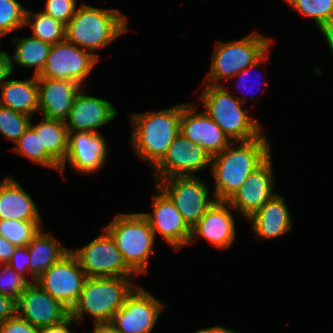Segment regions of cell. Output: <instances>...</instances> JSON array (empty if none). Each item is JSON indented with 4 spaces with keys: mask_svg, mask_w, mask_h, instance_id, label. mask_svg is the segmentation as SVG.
Wrapping results in <instances>:
<instances>
[{
    "mask_svg": "<svg viewBox=\"0 0 333 333\" xmlns=\"http://www.w3.org/2000/svg\"><path fill=\"white\" fill-rule=\"evenodd\" d=\"M235 145V147L233 146ZM271 143L265 131L249 141H235L211 159L213 195L228 201L247 177L271 155Z\"/></svg>",
    "mask_w": 333,
    "mask_h": 333,
    "instance_id": "obj_1",
    "label": "cell"
},
{
    "mask_svg": "<svg viewBox=\"0 0 333 333\" xmlns=\"http://www.w3.org/2000/svg\"><path fill=\"white\" fill-rule=\"evenodd\" d=\"M183 103L170 108L130 116L131 147L139 160L149 162L153 169L166 155L179 134Z\"/></svg>",
    "mask_w": 333,
    "mask_h": 333,
    "instance_id": "obj_2",
    "label": "cell"
},
{
    "mask_svg": "<svg viewBox=\"0 0 333 333\" xmlns=\"http://www.w3.org/2000/svg\"><path fill=\"white\" fill-rule=\"evenodd\" d=\"M127 19L118 9H103L82 4L66 24L65 40L100 59L99 53L95 51L111 44L127 32Z\"/></svg>",
    "mask_w": 333,
    "mask_h": 333,
    "instance_id": "obj_3",
    "label": "cell"
},
{
    "mask_svg": "<svg viewBox=\"0 0 333 333\" xmlns=\"http://www.w3.org/2000/svg\"><path fill=\"white\" fill-rule=\"evenodd\" d=\"M228 86L205 84L198 97L205 107V112L222 129L232 142L249 141L264 132V126L248 115L242 105L248 101L231 94Z\"/></svg>",
    "mask_w": 333,
    "mask_h": 333,
    "instance_id": "obj_4",
    "label": "cell"
},
{
    "mask_svg": "<svg viewBox=\"0 0 333 333\" xmlns=\"http://www.w3.org/2000/svg\"><path fill=\"white\" fill-rule=\"evenodd\" d=\"M134 277H87L70 316L81 322L84 313L93 323L111 322L114 314L124 305L126 298L137 286Z\"/></svg>",
    "mask_w": 333,
    "mask_h": 333,
    "instance_id": "obj_5",
    "label": "cell"
},
{
    "mask_svg": "<svg viewBox=\"0 0 333 333\" xmlns=\"http://www.w3.org/2000/svg\"><path fill=\"white\" fill-rule=\"evenodd\" d=\"M113 239L126 265L136 274L148 272L150 255H154L155 236L141 212L117 214L103 228Z\"/></svg>",
    "mask_w": 333,
    "mask_h": 333,
    "instance_id": "obj_6",
    "label": "cell"
},
{
    "mask_svg": "<svg viewBox=\"0 0 333 333\" xmlns=\"http://www.w3.org/2000/svg\"><path fill=\"white\" fill-rule=\"evenodd\" d=\"M272 39L255 31L240 40L217 42L206 83L225 86L221 81L231 82L232 77L255 64L270 49Z\"/></svg>",
    "mask_w": 333,
    "mask_h": 333,
    "instance_id": "obj_7",
    "label": "cell"
},
{
    "mask_svg": "<svg viewBox=\"0 0 333 333\" xmlns=\"http://www.w3.org/2000/svg\"><path fill=\"white\" fill-rule=\"evenodd\" d=\"M173 201L186 224L192 228L216 201L204 179L197 176L170 177L154 180Z\"/></svg>",
    "mask_w": 333,
    "mask_h": 333,
    "instance_id": "obj_8",
    "label": "cell"
},
{
    "mask_svg": "<svg viewBox=\"0 0 333 333\" xmlns=\"http://www.w3.org/2000/svg\"><path fill=\"white\" fill-rule=\"evenodd\" d=\"M87 277L137 276L125 263L111 236L103 229L101 235L82 248L70 249Z\"/></svg>",
    "mask_w": 333,
    "mask_h": 333,
    "instance_id": "obj_9",
    "label": "cell"
},
{
    "mask_svg": "<svg viewBox=\"0 0 333 333\" xmlns=\"http://www.w3.org/2000/svg\"><path fill=\"white\" fill-rule=\"evenodd\" d=\"M164 307L162 301L137 285L110 323L120 333H151Z\"/></svg>",
    "mask_w": 333,
    "mask_h": 333,
    "instance_id": "obj_10",
    "label": "cell"
},
{
    "mask_svg": "<svg viewBox=\"0 0 333 333\" xmlns=\"http://www.w3.org/2000/svg\"><path fill=\"white\" fill-rule=\"evenodd\" d=\"M99 59L89 51L64 40L51 45L46 64L37 77L74 81L83 88Z\"/></svg>",
    "mask_w": 333,
    "mask_h": 333,
    "instance_id": "obj_11",
    "label": "cell"
},
{
    "mask_svg": "<svg viewBox=\"0 0 333 333\" xmlns=\"http://www.w3.org/2000/svg\"><path fill=\"white\" fill-rule=\"evenodd\" d=\"M87 276L77 258L69 251L35 281L69 310L77 302Z\"/></svg>",
    "mask_w": 333,
    "mask_h": 333,
    "instance_id": "obj_12",
    "label": "cell"
},
{
    "mask_svg": "<svg viewBox=\"0 0 333 333\" xmlns=\"http://www.w3.org/2000/svg\"><path fill=\"white\" fill-rule=\"evenodd\" d=\"M211 159L212 156L205 149L179 133L166 155L153 168L154 180L195 176L202 169L211 168Z\"/></svg>",
    "mask_w": 333,
    "mask_h": 333,
    "instance_id": "obj_13",
    "label": "cell"
},
{
    "mask_svg": "<svg viewBox=\"0 0 333 333\" xmlns=\"http://www.w3.org/2000/svg\"><path fill=\"white\" fill-rule=\"evenodd\" d=\"M155 186L156 193L152 195V212H141V214L148 220L155 238L159 234L177 252L188 246L191 228L169 196L157 184Z\"/></svg>",
    "mask_w": 333,
    "mask_h": 333,
    "instance_id": "obj_14",
    "label": "cell"
},
{
    "mask_svg": "<svg viewBox=\"0 0 333 333\" xmlns=\"http://www.w3.org/2000/svg\"><path fill=\"white\" fill-rule=\"evenodd\" d=\"M198 105L183 103L179 133L191 142L200 145L212 157L222 152L232 141L205 112H197Z\"/></svg>",
    "mask_w": 333,
    "mask_h": 333,
    "instance_id": "obj_15",
    "label": "cell"
},
{
    "mask_svg": "<svg viewBox=\"0 0 333 333\" xmlns=\"http://www.w3.org/2000/svg\"><path fill=\"white\" fill-rule=\"evenodd\" d=\"M271 155L243 182L240 188L227 201L246 220L259 210L277 192H273L274 182Z\"/></svg>",
    "mask_w": 333,
    "mask_h": 333,
    "instance_id": "obj_16",
    "label": "cell"
},
{
    "mask_svg": "<svg viewBox=\"0 0 333 333\" xmlns=\"http://www.w3.org/2000/svg\"><path fill=\"white\" fill-rule=\"evenodd\" d=\"M108 145L100 133L75 131L68 132V151L64 163L60 166L63 175L66 162L72 170L91 174L101 170L108 155Z\"/></svg>",
    "mask_w": 333,
    "mask_h": 333,
    "instance_id": "obj_17",
    "label": "cell"
},
{
    "mask_svg": "<svg viewBox=\"0 0 333 333\" xmlns=\"http://www.w3.org/2000/svg\"><path fill=\"white\" fill-rule=\"evenodd\" d=\"M18 316L37 328L61 323L70 310L35 282H30L18 298Z\"/></svg>",
    "mask_w": 333,
    "mask_h": 333,
    "instance_id": "obj_18",
    "label": "cell"
},
{
    "mask_svg": "<svg viewBox=\"0 0 333 333\" xmlns=\"http://www.w3.org/2000/svg\"><path fill=\"white\" fill-rule=\"evenodd\" d=\"M235 209L227 201H215L200 220L191 228L189 244L195 237L208 241L217 249L227 250L236 237Z\"/></svg>",
    "mask_w": 333,
    "mask_h": 333,
    "instance_id": "obj_19",
    "label": "cell"
},
{
    "mask_svg": "<svg viewBox=\"0 0 333 333\" xmlns=\"http://www.w3.org/2000/svg\"><path fill=\"white\" fill-rule=\"evenodd\" d=\"M84 88L76 95L69 115L65 120L68 132H98L117 116V110L106 99L90 96Z\"/></svg>",
    "mask_w": 333,
    "mask_h": 333,
    "instance_id": "obj_20",
    "label": "cell"
},
{
    "mask_svg": "<svg viewBox=\"0 0 333 333\" xmlns=\"http://www.w3.org/2000/svg\"><path fill=\"white\" fill-rule=\"evenodd\" d=\"M37 83L42 117L65 121L76 95L83 87L74 81L46 77H37Z\"/></svg>",
    "mask_w": 333,
    "mask_h": 333,
    "instance_id": "obj_21",
    "label": "cell"
},
{
    "mask_svg": "<svg viewBox=\"0 0 333 333\" xmlns=\"http://www.w3.org/2000/svg\"><path fill=\"white\" fill-rule=\"evenodd\" d=\"M281 194H275L247 220L251 222L253 234L260 239L279 238L292 229V217L289 207Z\"/></svg>",
    "mask_w": 333,
    "mask_h": 333,
    "instance_id": "obj_22",
    "label": "cell"
},
{
    "mask_svg": "<svg viewBox=\"0 0 333 333\" xmlns=\"http://www.w3.org/2000/svg\"><path fill=\"white\" fill-rule=\"evenodd\" d=\"M33 197L11 176L0 182V220L43 221Z\"/></svg>",
    "mask_w": 333,
    "mask_h": 333,
    "instance_id": "obj_23",
    "label": "cell"
},
{
    "mask_svg": "<svg viewBox=\"0 0 333 333\" xmlns=\"http://www.w3.org/2000/svg\"><path fill=\"white\" fill-rule=\"evenodd\" d=\"M0 105L33 117L39 112L37 76L24 80L6 79L0 86Z\"/></svg>",
    "mask_w": 333,
    "mask_h": 333,
    "instance_id": "obj_24",
    "label": "cell"
},
{
    "mask_svg": "<svg viewBox=\"0 0 333 333\" xmlns=\"http://www.w3.org/2000/svg\"><path fill=\"white\" fill-rule=\"evenodd\" d=\"M27 247L30 255L29 271L36 279L70 251L52 234H45L43 228L34 236Z\"/></svg>",
    "mask_w": 333,
    "mask_h": 333,
    "instance_id": "obj_25",
    "label": "cell"
},
{
    "mask_svg": "<svg viewBox=\"0 0 333 333\" xmlns=\"http://www.w3.org/2000/svg\"><path fill=\"white\" fill-rule=\"evenodd\" d=\"M39 133L41 148L59 165L64 163L68 151V129L65 121L41 117L37 124L30 122L29 126Z\"/></svg>",
    "mask_w": 333,
    "mask_h": 333,
    "instance_id": "obj_26",
    "label": "cell"
},
{
    "mask_svg": "<svg viewBox=\"0 0 333 333\" xmlns=\"http://www.w3.org/2000/svg\"><path fill=\"white\" fill-rule=\"evenodd\" d=\"M15 44L13 56H10L11 71L14 73L15 64L27 68H34L38 76L47 61L51 45L40 39L29 36L28 38H13Z\"/></svg>",
    "mask_w": 333,
    "mask_h": 333,
    "instance_id": "obj_27",
    "label": "cell"
},
{
    "mask_svg": "<svg viewBox=\"0 0 333 333\" xmlns=\"http://www.w3.org/2000/svg\"><path fill=\"white\" fill-rule=\"evenodd\" d=\"M25 26L31 27L32 37L53 45L65 40L66 25L42 11L33 12L27 9Z\"/></svg>",
    "mask_w": 333,
    "mask_h": 333,
    "instance_id": "obj_28",
    "label": "cell"
},
{
    "mask_svg": "<svg viewBox=\"0 0 333 333\" xmlns=\"http://www.w3.org/2000/svg\"><path fill=\"white\" fill-rule=\"evenodd\" d=\"M303 17L312 19L321 33L333 29V0H284Z\"/></svg>",
    "mask_w": 333,
    "mask_h": 333,
    "instance_id": "obj_29",
    "label": "cell"
},
{
    "mask_svg": "<svg viewBox=\"0 0 333 333\" xmlns=\"http://www.w3.org/2000/svg\"><path fill=\"white\" fill-rule=\"evenodd\" d=\"M13 150L36 165L60 171V166L45 152L44 148H41L39 133H35L30 127L14 143Z\"/></svg>",
    "mask_w": 333,
    "mask_h": 333,
    "instance_id": "obj_30",
    "label": "cell"
},
{
    "mask_svg": "<svg viewBox=\"0 0 333 333\" xmlns=\"http://www.w3.org/2000/svg\"><path fill=\"white\" fill-rule=\"evenodd\" d=\"M42 221L0 220V235L16 247L27 246L43 227Z\"/></svg>",
    "mask_w": 333,
    "mask_h": 333,
    "instance_id": "obj_31",
    "label": "cell"
},
{
    "mask_svg": "<svg viewBox=\"0 0 333 333\" xmlns=\"http://www.w3.org/2000/svg\"><path fill=\"white\" fill-rule=\"evenodd\" d=\"M32 117L0 105V133L15 143L28 129Z\"/></svg>",
    "mask_w": 333,
    "mask_h": 333,
    "instance_id": "obj_32",
    "label": "cell"
},
{
    "mask_svg": "<svg viewBox=\"0 0 333 333\" xmlns=\"http://www.w3.org/2000/svg\"><path fill=\"white\" fill-rule=\"evenodd\" d=\"M26 11L17 0H0V34L4 37L24 28Z\"/></svg>",
    "mask_w": 333,
    "mask_h": 333,
    "instance_id": "obj_33",
    "label": "cell"
},
{
    "mask_svg": "<svg viewBox=\"0 0 333 333\" xmlns=\"http://www.w3.org/2000/svg\"><path fill=\"white\" fill-rule=\"evenodd\" d=\"M8 264L0 265V293L9 297L19 298L30 283Z\"/></svg>",
    "mask_w": 333,
    "mask_h": 333,
    "instance_id": "obj_34",
    "label": "cell"
},
{
    "mask_svg": "<svg viewBox=\"0 0 333 333\" xmlns=\"http://www.w3.org/2000/svg\"><path fill=\"white\" fill-rule=\"evenodd\" d=\"M76 5L77 0H46L42 12L66 25L76 13Z\"/></svg>",
    "mask_w": 333,
    "mask_h": 333,
    "instance_id": "obj_35",
    "label": "cell"
},
{
    "mask_svg": "<svg viewBox=\"0 0 333 333\" xmlns=\"http://www.w3.org/2000/svg\"><path fill=\"white\" fill-rule=\"evenodd\" d=\"M30 255L27 246L17 247L12 254L8 265L11 266L18 274L22 275L27 279L30 274L32 281L35 282L36 278L30 273L29 265H30Z\"/></svg>",
    "mask_w": 333,
    "mask_h": 333,
    "instance_id": "obj_36",
    "label": "cell"
},
{
    "mask_svg": "<svg viewBox=\"0 0 333 333\" xmlns=\"http://www.w3.org/2000/svg\"><path fill=\"white\" fill-rule=\"evenodd\" d=\"M0 333H40V328L34 327L20 316H15L0 325Z\"/></svg>",
    "mask_w": 333,
    "mask_h": 333,
    "instance_id": "obj_37",
    "label": "cell"
},
{
    "mask_svg": "<svg viewBox=\"0 0 333 333\" xmlns=\"http://www.w3.org/2000/svg\"><path fill=\"white\" fill-rule=\"evenodd\" d=\"M15 316H18V299L0 293V325Z\"/></svg>",
    "mask_w": 333,
    "mask_h": 333,
    "instance_id": "obj_38",
    "label": "cell"
},
{
    "mask_svg": "<svg viewBox=\"0 0 333 333\" xmlns=\"http://www.w3.org/2000/svg\"><path fill=\"white\" fill-rule=\"evenodd\" d=\"M269 53H271V51H270V49L255 63V64H253V65H251V66H249V67H247V68H245V69H243L241 72H239L237 75H235L234 77H232V79L233 80H235L236 79V77H237V80L239 79V85H240V87L243 85V87H247V86H245L246 84H247V82H245L246 80L248 81V80H250V78L248 79V74H249V71L251 70V69H254V68H260L261 67V64H265L266 63V60H267V58H269L268 56H269ZM262 77V76H261ZM257 79H258V76H257ZM239 85H237V86H239ZM258 85H259V87H260V83H258ZM252 86V85H251ZM254 86V85H253ZM242 87V88H243ZM253 88V87H252ZM241 89V88H240ZM247 89V88H246ZM244 90V89H243ZM242 90V94L244 93V91ZM248 92V91H247ZM246 94V93H245Z\"/></svg>",
    "mask_w": 333,
    "mask_h": 333,
    "instance_id": "obj_39",
    "label": "cell"
},
{
    "mask_svg": "<svg viewBox=\"0 0 333 333\" xmlns=\"http://www.w3.org/2000/svg\"><path fill=\"white\" fill-rule=\"evenodd\" d=\"M75 321L73 317L69 316L61 323L40 328V333H73L69 327L71 324L73 325Z\"/></svg>",
    "mask_w": 333,
    "mask_h": 333,
    "instance_id": "obj_40",
    "label": "cell"
},
{
    "mask_svg": "<svg viewBox=\"0 0 333 333\" xmlns=\"http://www.w3.org/2000/svg\"><path fill=\"white\" fill-rule=\"evenodd\" d=\"M17 247L0 235V265L8 264Z\"/></svg>",
    "mask_w": 333,
    "mask_h": 333,
    "instance_id": "obj_41",
    "label": "cell"
},
{
    "mask_svg": "<svg viewBox=\"0 0 333 333\" xmlns=\"http://www.w3.org/2000/svg\"><path fill=\"white\" fill-rule=\"evenodd\" d=\"M10 75H12L10 54L4 50L0 54V86Z\"/></svg>",
    "mask_w": 333,
    "mask_h": 333,
    "instance_id": "obj_42",
    "label": "cell"
},
{
    "mask_svg": "<svg viewBox=\"0 0 333 333\" xmlns=\"http://www.w3.org/2000/svg\"><path fill=\"white\" fill-rule=\"evenodd\" d=\"M92 333H120V332H118L110 322H102V323H94V330Z\"/></svg>",
    "mask_w": 333,
    "mask_h": 333,
    "instance_id": "obj_43",
    "label": "cell"
},
{
    "mask_svg": "<svg viewBox=\"0 0 333 333\" xmlns=\"http://www.w3.org/2000/svg\"><path fill=\"white\" fill-rule=\"evenodd\" d=\"M191 333H237L235 330H231L230 328H226L224 326L218 325L209 328H203L201 330H197Z\"/></svg>",
    "mask_w": 333,
    "mask_h": 333,
    "instance_id": "obj_44",
    "label": "cell"
},
{
    "mask_svg": "<svg viewBox=\"0 0 333 333\" xmlns=\"http://www.w3.org/2000/svg\"><path fill=\"white\" fill-rule=\"evenodd\" d=\"M330 51L333 54V29H327L322 32Z\"/></svg>",
    "mask_w": 333,
    "mask_h": 333,
    "instance_id": "obj_45",
    "label": "cell"
},
{
    "mask_svg": "<svg viewBox=\"0 0 333 333\" xmlns=\"http://www.w3.org/2000/svg\"><path fill=\"white\" fill-rule=\"evenodd\" d=\"M2 37H3V36L0 34V40L2 39ZM3 51H4V50H1V49H0V54H1Z\"/></svg>",
    "mask_w": 333,
    "mask_h": 333,
    "instance_id": "obj_46",
    "label": "cell"
}]
</instances>
